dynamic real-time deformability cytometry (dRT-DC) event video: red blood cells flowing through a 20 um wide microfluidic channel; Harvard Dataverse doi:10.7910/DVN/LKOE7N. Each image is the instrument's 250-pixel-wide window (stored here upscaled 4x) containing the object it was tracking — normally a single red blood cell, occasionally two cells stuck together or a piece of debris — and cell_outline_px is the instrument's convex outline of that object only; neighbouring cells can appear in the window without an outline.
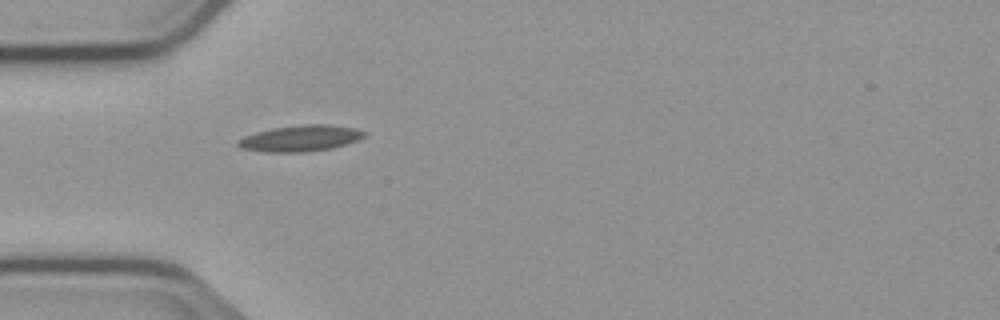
{"species": "common noctule bat (a hibernating species)", "species_latin": "Nyctalus noctula", "temperature_condition": "cold", "stored_images_in_passage": 2, "camera_frame_rate_fps": 3000, "um_per_image_px": 0.085, "animal": {"sex": "male", "body_mass_g": 23.1, "forearm_length_mm": 52.7}, "frame": {"image": 1, "passage_image": 1, "time_ms": 0.0, "image_size_px": [1000, 320], "cell_outline_px": [[364, 136], [356, 140], [332, 148], [304, 152], [268, 152], [240, 148], [236, 144], [236, 140], [244, 136], [256, 132], [272, 128], [300, 124], [332, 124], [356, 128], [364, 132]], "centroid_in_image_um": [25.49, 11.74], "position_along_channel_um": 59.5, "area_um2": 19.25}}
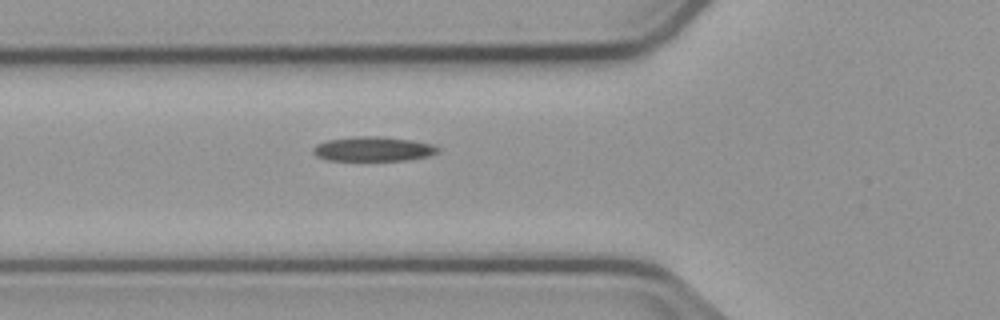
{"frame": {"image": 2, "passage_image": 2, "time_ms": 1.0, "image_size_px": [1000, 320], "cell_outline_px": [[436, 152], [428, 156], [404, 160], [328, 160], [316, 156], [312, 152], [312, 148], [316, 144], [328, 140], [356, 136], [380, 136], [412, 140], [432, 144], [436, 148]], "centroid_in_image_um": [31.65, 12.65], "position_along_channel_um": 94.2, "area_um2": 17.63}}